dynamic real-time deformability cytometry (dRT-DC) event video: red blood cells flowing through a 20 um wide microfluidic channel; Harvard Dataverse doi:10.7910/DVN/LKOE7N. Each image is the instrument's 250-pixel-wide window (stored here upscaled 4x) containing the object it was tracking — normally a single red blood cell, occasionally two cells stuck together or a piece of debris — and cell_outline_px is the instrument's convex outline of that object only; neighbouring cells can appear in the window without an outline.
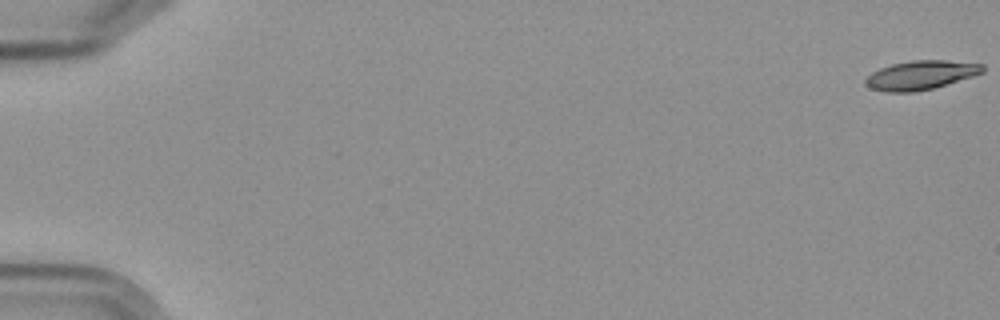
{"species": "Egyptian fruit bat (a non-hibernating species)", "species_latin": "Rousettus aegyptiacus", "temperature_condition": "cold", "stored_images_in_passage": 4, "camera_frame_rate_fps": 3000, "um_per_image_px": 0.085, "frame": {"image": 1, "passage_image": 1, "time_ms": 0.0, "image_size_px": [1000, 320], "cell_outline_px": [[984, 72], [972, 76], [932, 88], [912, 92], [888, 92], [872, 88], [864, 84], [864, 80], [872, 72], [880, 68], [892, 64], [912, 60], [944, 60], [984, 64]], "centroid_in_image_um": [78.25, 6.37], "position_along_channel_um": 6.8, "area_um2": 19.54}}